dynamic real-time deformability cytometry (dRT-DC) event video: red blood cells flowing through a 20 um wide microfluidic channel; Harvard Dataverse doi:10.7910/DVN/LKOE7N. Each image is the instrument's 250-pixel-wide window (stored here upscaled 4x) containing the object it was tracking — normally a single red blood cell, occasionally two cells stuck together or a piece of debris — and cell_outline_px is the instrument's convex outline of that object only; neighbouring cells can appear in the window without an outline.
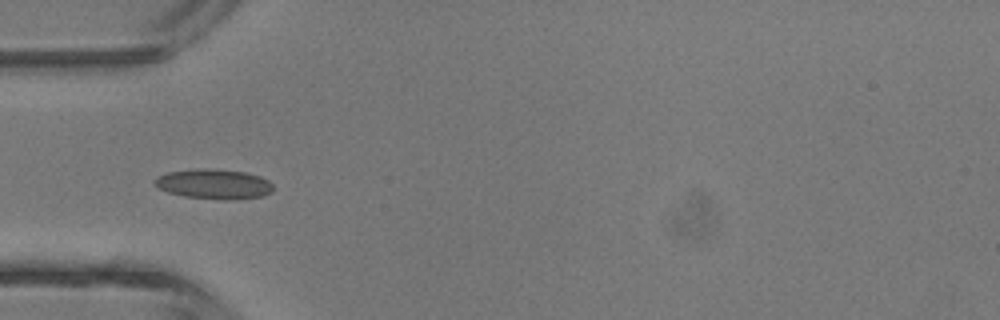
{"species": "common noctule bat (a hibernating species)", "species_latin": "Nyctalus noctula", "temperature_condition": "room temperature", "stored_images_in_passage": 1, "camera_frame_rate_fps": 3000, "um_per_image_px": 0.085, "animal": {"sex": "male", "body_mass_g": 13.3}, "frame": {"image": 1, "passage_image": 1, "time_ms": 0.0, "image_size_px": [1000, 320], "cell_outline_px": [[272, 192], [264, 196], [236, 200], [224, 200], [184, 196], [168, 192], [156, 188], [152, 184], [152, 180], [156, 176], [168, 172], [196, 168], [208, 168], [244, 172], [260, 176], [268, 180], [272, 184]], "centroid_in_image_um": [18.14, 15.65], "position_along_channel_um": 66.9, "area_um2": 21.04}}